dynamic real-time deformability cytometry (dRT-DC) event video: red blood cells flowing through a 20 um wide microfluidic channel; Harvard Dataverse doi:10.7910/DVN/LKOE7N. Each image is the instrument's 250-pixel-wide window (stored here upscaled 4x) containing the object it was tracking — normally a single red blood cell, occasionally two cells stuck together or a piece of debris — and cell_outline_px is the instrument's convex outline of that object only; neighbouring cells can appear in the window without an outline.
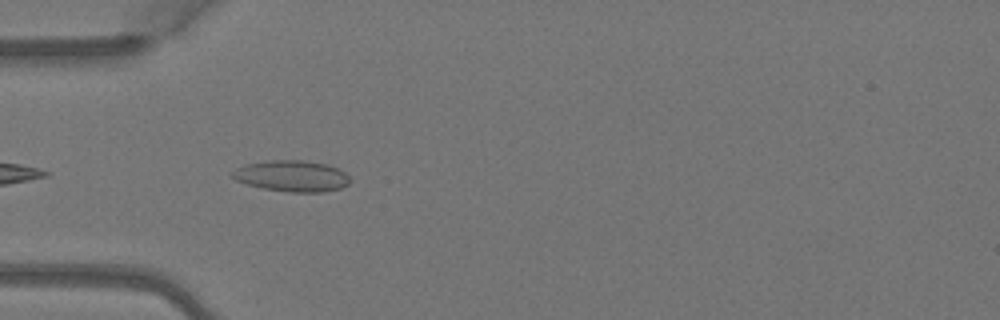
{"species": "Egyptian fruit bat (a non-hibernating species)", "species_latin": "Rousettus aegyptiacus", "temperature_condition": "warm", "stored_images_in_passage": 6, "camera_frame_rate_fps": 3000, "um_per_image_px": 0.085, "animal": {"sex": "female"}, "frame": {"image": 1, "passage_image": 5, "time_ms": 1.333, "image_size_px": [1000, 320], "cell_outline_px": [[348, 184], [340, 188], [320, 192], [292, 192], [264, 188], [248, 184], [236, 180], [232, 176], [232, 172], [236, 168], [248, 164], [272, 160], [300, 160], [328, 164], [344, 172], [348, 176]], "centroid_in_image_um": [24.81, 14.95], "position_along_channel_um": 60.2, "area_um2": 20.92}}
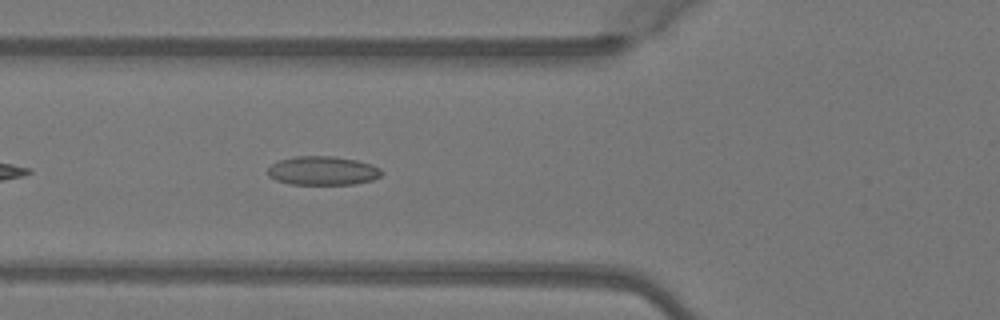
{"frame": {"image": 2, "passage_image": 6, "time_ms": 1.667, "image_size_px": [1000, 320], "cell_outline_px": [[380, 176], [372, 180], [356, 184], [292, 184], [276, 180], [268, 176], [268, 168], [272, 164], [280, 160], [296, 156], [332, 156], [356, 160], [380, 168]], "centroid_in_image_um": [27.4, 14.51], "position_along_channel_um": 98.4, "area_um2": 18.9}}